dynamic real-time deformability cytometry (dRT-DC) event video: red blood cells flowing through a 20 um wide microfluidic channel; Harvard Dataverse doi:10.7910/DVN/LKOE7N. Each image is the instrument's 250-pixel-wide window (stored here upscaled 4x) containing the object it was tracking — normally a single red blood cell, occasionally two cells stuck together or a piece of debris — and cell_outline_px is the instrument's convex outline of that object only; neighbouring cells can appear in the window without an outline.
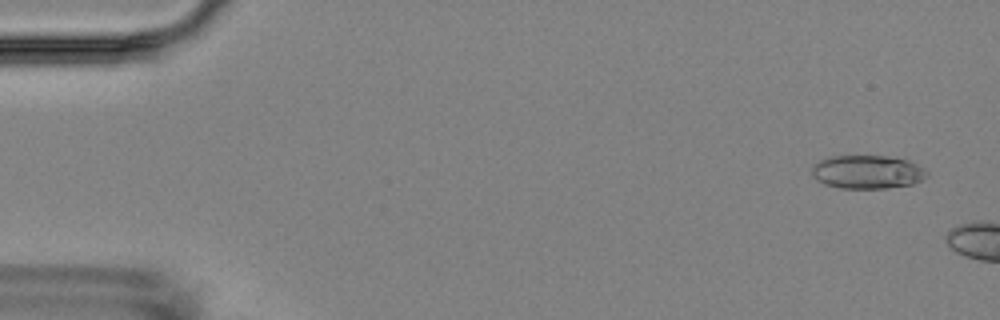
{"species": "Egyptian fruit bat (a non-hibernating species)", "species_latin": "Rousettus aegyptiacus", "temperature_condition": "room temperature", "stored_images_in_passage": 2, "camera_frame_rate_fps": 3000, "um_per_image_px": 0.085, "animal": {"sex": "female"}, "frame": {"image": 1, "passage_image": 1, "time_ms": 0.0, "image_size_px": [1000, 320], "cell_outline_px": [[928, 172], [920, 180], [912, 184], [888, 188], [840, 188], [824, 184], [816, 180], [812, 176], [812, 164], [828, 156], [888, 156], [908, 160], [924, 168]], "centroid_in_image_um": [73.67, 14.61], "position_along_channel_um": 11.3, "area_um2": 22.48}}